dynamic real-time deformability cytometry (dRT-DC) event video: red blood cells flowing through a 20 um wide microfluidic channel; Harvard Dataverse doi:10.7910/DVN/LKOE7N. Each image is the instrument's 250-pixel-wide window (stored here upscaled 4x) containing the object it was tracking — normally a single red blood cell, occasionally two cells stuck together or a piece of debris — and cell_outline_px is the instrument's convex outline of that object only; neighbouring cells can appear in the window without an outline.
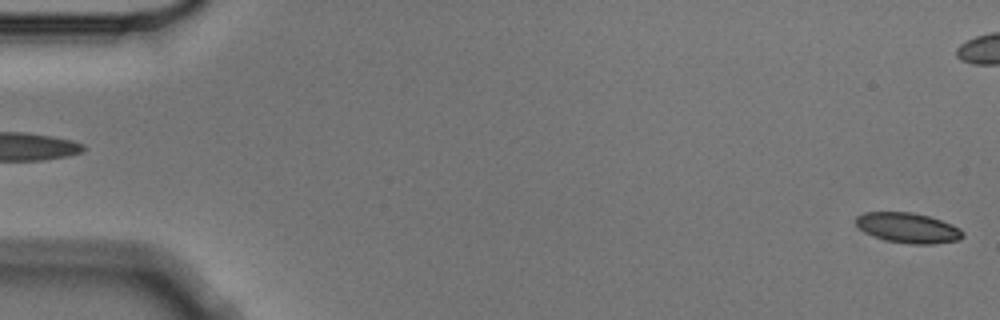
{"species": "Egyptian fruit bat (a non-hibernating species)", "species_latin": "Rousettus aegyptiacus", "temperature_condition": "cold", "stored_images_in_passage": 4, "segment_of_instrument_passage": [2, 2], "camera_frame_rate_fps": 3000, "um_per_image_px": 0.085, "animal": {"sex": "male"}, "frame": {"image": 1, "passage_image": 4, "time_ms": 1.0, "image_size_px": [1000, 320], "cell_outline_px": [[964, 236], [960, 240], [932, 244], [908, 244], [884, 240], [872, 236], [864, 232], [856, 224], [856, 216], [864, 212], [912, 212], [928, 216], [952, 224], [960, 228], [964, 232]], "centroid_in_image_um": [77.18, 19.37], "position_along_channel_um": 7.8, "area_um2": 18.96}}